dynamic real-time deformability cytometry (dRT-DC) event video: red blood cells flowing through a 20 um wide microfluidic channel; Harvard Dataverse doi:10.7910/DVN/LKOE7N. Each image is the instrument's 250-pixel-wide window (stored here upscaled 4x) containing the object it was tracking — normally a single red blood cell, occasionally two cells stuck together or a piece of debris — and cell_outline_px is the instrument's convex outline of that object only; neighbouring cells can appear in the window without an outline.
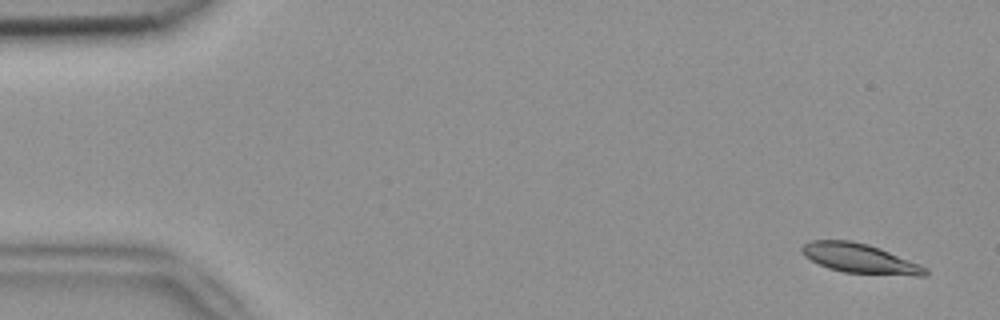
{"species": "common noctule bat (a hibernating species)", "species_latin": "Nyctalus noctula", "temperature_condition": "room temperature", "stored_images_in_passage": 4, "camera_frame_rate_fps": 3000, "um_per_image_px": 0.085, "animal": {"sex": "female", "body_mass_g": 18.4}, "frame": {"image": 1, "passage_image": 1, "time_ms": 0.0, "image_size_px": [1000, 320], "cell_outline_px": [[928, 272], [924, 276], [916, 276], [844, 272], [828, 268], [804, 256], [800, 252], [800, 248], [804, 244], [812, 240], [852, 240], [868, 244], [880, 248], [920, 264], [928, 268]], "centroid_in_image_um": [73.09, 21.96], "position_along_channel_um": 11.9, "area_um2": 21.27}}
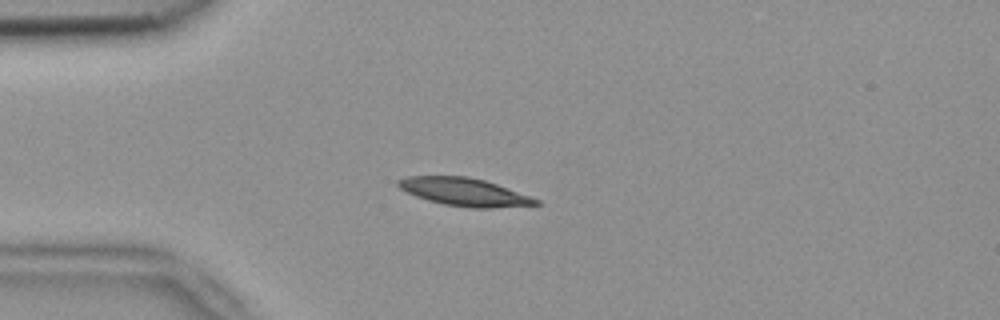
{"frame": {"image": 2, "passage_image": 3, "time_ms": 0.667, "image_size_px": [1000, 320], "cell_outline_px": [[540, 204], [492, 208], [468, 208], [444, 204], [428, 200], [416, 196], [400, 188], [396, 184], [396, 180], [408, 176], [468, 176], [484, 180], [496, 184], [540, 200]], "centroid_in_image_um": [39.44, 16.31], "position_along_channel_um": 45.6, "area_um2": 22.2}}